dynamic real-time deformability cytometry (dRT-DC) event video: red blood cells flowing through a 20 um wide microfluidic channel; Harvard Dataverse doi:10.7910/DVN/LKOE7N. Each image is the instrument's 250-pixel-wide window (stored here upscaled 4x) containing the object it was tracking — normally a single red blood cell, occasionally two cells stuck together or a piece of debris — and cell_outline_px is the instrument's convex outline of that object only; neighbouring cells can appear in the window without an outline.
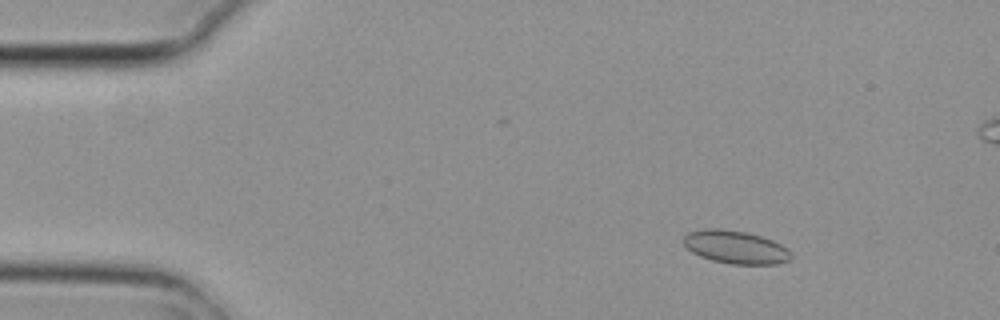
{"species": "common noctule bat (a hibernating species)", "species_latin": "Nyctalus noctula", "temperature_condition": "cold", "stored_images_in_passage": 6, "camera_frame_rate_fps": 3000, "um_per_image_px": 0.085, "animal": {"sex": "female", "body_mass_g": 29.2, "forearm_length_mm": 56.3}, "frame": {"image": 1, "passage_image": 2, "time_ms": 0.333, "image_size_px": [1000, 320], "cell_outline_px": [[792, 256], [788, 260], [776, 264], [732, 264], [712, 260], [700, 256], [692, 252], [684, 244], [684, 236], [688, 232], [704, 228], [720, 228], [748, 232], [772, 240], [788, 248], [792, 252]], "centroid_in_image_um": [62.53, 20.99], "position_along_channel_um": 22.5, "area_um2": 20.75}}